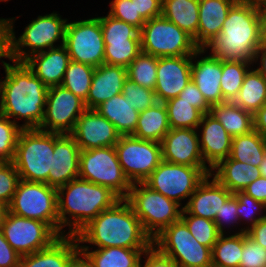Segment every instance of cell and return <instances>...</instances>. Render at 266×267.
<instances>
[{
  "mask_svg": "<svg viewBox=\"0 0 266 267\" xmlns=\"http://www.w3.org/2000/svg\"><path fill=\"white\" fill-rule=\"evenodd\" d=\"M254 130L258 131L261 135L266 134V104L261 107L254 115Z\"/></svg>",
  "mask_w": 266,
  "mask_h": 267,
  "instance_id": "obj_58",
  "label": "cell"
},
{
  "mask_svg": "<svg viewBox=\"0 0 266 267\" xmlns=\"http://www.w3.org/2000/svg\"><path fill=\"white\" fill-rule=\"evenodd\" d=\"M238 0H199V26L193 38L204 49L221 32L231 7Z\"/></svg>",
  "mask_w": 266,
  "mask_h": 267,
  "instance_id": "obj_25",
  "label": "cell"
},
{
  "mask_svg": "<svg viewBox=\"0 0 266 267\" xmlns=\"http://www.w3.org/2000/svg\"><path fill=\"white\" fill-rule=\"evenodd\" d=\"M164 105L171 129H198L203 114L190 103L177 96L164 102Z\"/></svg>",
  "mask_w": 266,
  "mask_h": 267,
  "instance_id": "obj_37",
  "label": "cell"
},
{
  "mask_svg": "<svg viewBox=\"0 0 266 267\" xmlns=\"http://www.w3.org/2000/svg\"><path fill=\"white\" fill-rule=\"evenodd\" d=\"M266 154L263 135L252 130L250 133L233 137L229 157L233 160L259 167Z\"/></svg>",
  "mask_w": 266,
  "mask_h": 267,
  "instance_id": "obj_35",
  "label": "cell"
},
{
  "mask_svg": "<svg viewBox=\"0 0 266 267\" xmlns=\"http://www.w3.org/2000/svg\"><path fill=\"white\" fill-rule=\"evenodd\" d=\"M109 15L136 27L139 31L146 23L142 17H136V7L131 0H113Z\"/></svg>",
  "mask_w": 266,
  "mask_h": 267,
  "instance_id": "obj_49",
  "label": "cell"
},
{
  "mask_svg": "<svg viewBox=\"0 0 266 267\" xmlns=\"http://www.w3.org/2000/svg\"><path fill=\"white\" fill-rule=\"evenodd\" d=\"M76 236L58 238L51 246L21 256L19 267H67L70 259L80 250Z\"/></svg>",
  "mask_w": 266,
  "mask_h": 267,
  "instance_id": "obj_27",
  "label": "cell"
},
{
  "mask_svg": "<svg viewBox=\"0 0 266 267\" xmlns=\"http://www.w3.org/2000/svg\"><path fill=\"white\" fill-rule=\"evenodd\" d=\"M211 173L209 166H186L162 160L144 183L181 205L180 201L190 198L200 182Z\"/></svg>",
  "mask_w": 266,
  "mask_h": 267,
  "instance_id": "obj_12",
  "label": "cell"
},
{
  "mask_svg": "<svg viewBox=\"0 0 266 267\" xmlns=\"http://www.w3.org/2000/svg\"><path fill=\"white\" fill-rule=\"evenodd\" d=\"M158 57L140 52L138 56L127 66V78L137 85L155 89L157 78Z\"/></svg>",
  "mask_w": 266,
  "mask_h": 267,
  "instance_id": "obj_40",
  "label": "cell"
},
{
  "mask_svg": "<svg viewBox=\"0 0 266 267\" xmlns=\"http://www.w3.org/2000/svg\"><path fill=\"white\" fill-rule=\"evenodd\" d=\"M127 78V68L102 64L95 67L91 86L85 105L87 109H95L103 102L123 91V83Z\"/></svg>",
  "mask_w": 266,
  "mask_h": 267,
  "instance_id": "obj_23",
  "label": "cell"
},
{
  "mask_svg": "<svg viewBox=\"0 0 266 267\" xmlns=\"http://www.w3.org/2000/svg\"><path fill=\"white\" fill-rule=\"evenodd\" d=\"M205 49H199L193 55L158 58L157 78L154 92L158 102H166L179 96L191 80L192 60Z\"/></svg>",
  "mask_w": 266,
  "mask_h": 267,
  "instance_id": "obj_17",
  "label": "cell"
},
{
  "mask_svg": "<svg viewBox=\"0 0 266 267\" xmlns=\"http://www.w3.org/2000/svg\"><path fill=\"white\" fill-rule=\"evenodd\" d=\"M102 27L104 43L127 42V40H140V31L124 21L107 14L99 17Z\"/></svg>",
  "mask_w": 266,
  "mask_h": 267,
  "instance_id": "obj_42",
  "label": "cell"
},
{
  "mask_svg": "<svg viewBox=\"0 0 266 267\" xmlns=\"http://www.w3.org/2000/svg\"><path fill=\"white\" fill-rule=\"evenodd\" d=\"M250 64L251 63L249 62L242 61H222L220 88L222 91L223 102H233L237 97Z\"/></svg>",
  "mask_w": 266,
  "mask_h": 267,
  "instance_id": "obj_39",
  "label": "cell"
},
{
  "mask_svg": "<svg viewBox=\"0 0 266 267\" xmlns=\"http://www.w3.org/2000/svg\"><path fill=\"white\" fill-rule=\"evenodd\" d=\"M123 173L131 184L144 182L162 161L161 144L122 135L115 144Z\"/></svg>",
  "mask_w": 266,
  "mask_h": 267,
  "instance_id": "obj_14",
  "label": "cell"
},
{
  "mask_svg": "<svg viewBox=\"0 0 266 267\" xmlns=\"http://www.w3.org/2000/svg\"><path fill=\"white\" fill-rule=\"evenodd\" d=\"M167 110L163 102L139 112L138 123L133 136L161 142L170 131Z\"/></svg>",
  "mask_w": 266,
  "mask_h": 267,
  "instance_id": "obj_32",
  "label": "cell"
},
{
  "mask_svg": "<svg viewBox=\"0 0 266 267\" xmlns=\"http://www.w3.org/2000/svg\"><path fill=\"white\" fill-rule=\"evenodd\" d=\"M263 140H264V145H265V150H266V134L263 135Z\"/></svg>",
  "mask_w": 266,
  "mask_h": 267,
  "instance_id": "obj_65",
  "label": "cell"
},
{
  "mask_svg": "<svg viewBox=\"0 0 266 267\" xmlns=\"http://www.w3.org/2000/svg\"><path fill=\"white\" fill-rule=\"evenodd\" d=\"M210 113L222 124L232 138L248 134L254 130L253 114L243 110L234 102L225 101L213 105Z\"/></svg>",
  "mask_w": 266,
  "mask_h": 267,
  "instance_id": "obj_31",
  "label": "cell"
},
{
  "mask_svg": "<svg viewBox=\"0 0 266 267\" xmlns=\"http://www.w3.org/2000/svg\"><path fill=\"white\" fill-rule=\"evenodd\" d=\"M211 173L228 191L235 193L243 191L252 181L261 176L259 167L233 160L228 157L221 160Z\"/></svg>",
  "mask_w": 266,
  "mask_h": 267,
  "instance_id": "obj_28",
  "label": "cell"
},
{
  "mask_svg": "<svg viewBox=\"0 0 266 267\" xmlns=\"http://www.w3.org/2000/svg\"><path fill=\"white\" fill-rule=\"evenodd\" d=\"M122 94L131 103V107L138 112H142L158 102L154 90L137 85L129 78H126L123 83Z\"/></svg>",
  "mask_w": 266,
  "mask_h": 267,
  "instance_id": "obj_45",
  "label": "cell"
},
{
  "mask_svg": "<svg viewBox=\"0 0 266 267\" xmlns=\"http://www.w3.org/2000/svg\"><path fill=\"white\" fill-rule=\"evenodd\" d=\"M19 255L6 241L0 228V267H19Z\"/></svg>",
  "mask_w": 266,
  "mask_h": 267,
  "instance_id": "obj_53",
  "label": "cell"
},
{
  "mask_svg": "<svg viewBox=\"0 0 266 267\" xmlns=\"http://www.w3.org/2000/svg\"><path fill=\"white\" fill-rule=\"evenodd\" d=\"M140 52V40L105 43L104 63L127 68V66L138 56Z\"/></svg>",
  "mask_w": 266,
  "mask_h": 267,
  "instance_id": "obj_43",
  "label": "cell"
},
{
  "mask_svg": "<svg viewBox=\"0 0 266 267\" xmlns=\"http://www.w3.org/2000/svg\"><path fill=\"white\" fill-rule=\"evenodd\" d=\"M179 97L197 108L202 114L210 113L211 106L207 103L203 94L199 91L192 79L180 92Z\"/></svg>",
  "mask_w": 266,
  "mask_h": 267,
  "instance_id": "obj_50",
  "label": "cell"
},
{
  "mask_svg": "<svg viewBox=\"0 0 266 267\" xmlns=\"http://www.w3.org/2000/svg\"><path fill=\"white\" fill-rule=\"evenodd\" d=\"M153 246L179 267H212V249L201 245L181 219L156 236Z\"/></svg>",
  "mask_w": 266,
  "mask_h": 267,
  "instance_id": "obj_10",
  "label": "cell"
},
{
  "mask_svg": "<svg viewBox=\"0 0 266 267\" xmlns=\"http://www.w3.org/2000/svg\"><path fill=\"white\" fill-rule=\"evenodd\" d=\"M70 61L66 47L60 45L30 56L25 63L49 88L61 85Z\"/></svg>",
  "mask_w": 266,
  "mask_h": 267,
  "instance_id": "obj_24",
  "label": "cell"
},
{
  "mask_svg": "<svg viewBox=\"0 0 266 267\" xmlns=\"http://www.w3.org/2000/svg\"><path fill=\"white\" fill-rule=\"evenodd\" d=\"M237 198L232 195L220 209V212H217L216 217L214 219L215 224L217 225L218 231L220 234H224L223 227L224 222L225 224L228 223H238L236 222L239 220V216L237 213Z\"/></svg>",
  "mask_w": 266,
  "mask_h": 267,
  "instance_id": "obj_51",
  "label": "cell"
},
{
  "mask_svg": "<svg viewBox=\"0 0 266 267\" xmlns=\"http://www.w3.org/2000/svg\"><path fill=\"white\" fill-rule=\"evenodd\" d=\"M136 7V17L145 21L162 15V0H131Z\"/></svg>",
  "mask_w": 266,
  "mask_h": 267,
  "instance_id": "obj_52",
  "label": "cell"
},
{
  "mask_svg": "<svg viewBox=\"0 0 266 267\" xmlns=\"http://www.w3.org/2000/svg\"><path fill=\"white\" fill-rule=\"evenodd\" d=\"M246 233L253 241L266 249V218L259 220Z\"/></svg>",
  "mask_w": 266,
  "mask_h": 267,
  "instance_id": "obj_57",
  "label": "cell"
},
{
  "mask_svg": "<svg viewBox=\"0 0 266 267\" xmlns=\"http://www.w3.org/2000/svg\"><path fill=\"white\" fill-rule=\"evenodd\" d=\"M259 57H261V67L257 68L256 70L266 79V42H263L257 49L254 62L257 61Z\"/></svg>",
  "mask_w": 266,
  "mask_h": 267,
  "instance_id": "obj_60",
  "label": "cell"
},
{
  "mask_svg": "<svg viewBox=\"0 0 266 267\" xmlns=\"http://www.w3.org/2000/svg\"><path fill=\"white\" fill-rule=\"evenodd\" d=\"M1 230L10 246L21 256L51 246L61 236L47 223L6 211Z\"/></svg>",
  "mask_w": 266,
  "mask_h": 267,
  "instance_id": "obj_13",
  "label": "cell"
},
{
  "mask_svg": "<svg viewBox=\"0 0 266 267\" xmlns=\"http://www.w3.org/2000/svg\"><path fill=\"white\" fill-rule=\"evenodd\" d=\"M8 20L11 32V61L25 62L30 56L44 52V48L57 47L53 44L59 39L61 45H64L67 19H61L57 13L38 16L25 27L18 40L13 31V21ZM21 47H30L31 51L26 53Z\"/></svg>",
  "mask_w": 266,
  "mask_h": 267,
  "instance_id": "obj_11",
  "label": "cell"
},
{
  "mask_svg": "<svg viewBox=\"0 0 266 267\" xmlns=\"http://www.w3.org/2000/svg\"><path fill=\"white\" fill-rule=\"evenodd\" d=\"M23 130L15 120L0 114V162H12L19 135Z\"/></svg>",
  "mask_w": 266,
  "mask_h": 267,
  "instance_id": "obj_44",
  "label": "cell"
},
{
  "mask_svg": "<svg viewBox=\"0 0 266 267\" xmlns=\"http://www.w3.org/2000/svg\"><path fill=\"white\" fill-rule=\"evenodd\" d=\"M45 106L38 129L59 134H71L78 118L87 109L84 100L62 85L48 88Z\"/></svg>",
  "mask_w": 266,
  "mask_h": 267,
  "instance_id": "obj_16",
  "label": "cell"
},
{
  "mask_svg": "<svg viewBox=\"0 0 266 267\" xmlns=\"http://www.w3.org/2000/svg\"><path fill=\"white\" fill-rule=\"evenodd\" d=\"M125 200L152 240L181 219L183 208L179 209L180 204L151 189L144 182L133 183Z\"/></svg>",
  "mask_w": 266,
  "mask_h": 267,
  "instance_id": "obj_6",
  "label": "cell"
},
{
  "mask_svg": "<svg viewBox=\"0 0 266 267\" xmlns=\"http://www.w3.org/2000/svg\"><path fill=\"white\" fill-rule=\"evenodd\" d=\"M259 170H260L261 176L266 178V154L263 158V161L259 164Z\"/></svg>",
  "mask_w": 266,
  "mask_h": 267,
  "instance_id": "obj_62",
  "label": "cell"
},
{
  "mask_svg": "<svg viewBox=\"0 0 266 267\" xmlns=\"http://www.w3.org/2000/svg\"><path fill=\"white\" fill-rule=\"evenodd\" d=\"M83 256V258H81ZM67 267H93L89 259L79 250L69 261Z\"/></svg>",
  "mask_w": 266,
  "mask_h": 267,
  "instance_id": "obj_59",
  "label": "cell"
},
{
  "mask_svg": "<svg viewBox=\"0 0 266 267\" xmlns=\"http://www.w3.org/2000/svg\"><path fill=\"white\" fill-rule=\"evenodd\" d=\"M79 178L108 187L125 199L131 183L123 173L115 146L80 150Z\"/></svg>",
  "mask_w": 266,
  "mask_h": 267,
  "instance_id": "obj_8",
  "label": "cell"
},
{
  "mask_svg": "<svg viewBox=\"0 0 266 267\" xmlns=\"http://www.w3.org/2000/svg\"><path fill=\"white\" fill-rule=\"evenodd\" d=\"M11 32L9 20L0 19V58L6 57L11 60Z\"/></svg>",
  "mask_w": 266,
  "mask_h": 267,
  "instance_id": "obj_55",
  "label": "cell"
},
{
  "mask_svg": "<svg viewBox=\"0 0 266 267\" xmlns=\"http://www.w3.org/2000/svg\"><path fill=\"white\" fill-rule=\"evenodd\" d=\"M208 174L197 186L184 207L188 214L214 220L222 205L233 195L214 176Z\"/></svg>",
  "mask_w": 266,
  "mask_h": 267,
  "instance_id": "obj_21",
  "label": "cell"
},
{
  "mask_svg": "<svg viewBox=\"0 0 266 267\" xmlns=\"http://www.w3.org/2000/svg\"><path fill=\"white\" fill-rule=\"evenodd\" d=\"M243 232L225 237L221 234L212 247V267H239L243 250Z\"/></svg>",
  "mask_w": 266,
  "mask_h": 267,
  "instance_id": "obj_36",
  "label": "cell"
},
{
  "mask_svg": "<svg viewBox=\"0 0 266 267\" xmlns=\"http://www.w3.org/2000/svg\"><path fill=\"white\" fill-rule=\"evenodd\" d=\"M196 130L170 129L160 142L162 160L186 166H207L200 151L199 135Z\"/></svg>",
  "mask_w": 266,
  "mask_h": 267,
  "instance_id": "obj_19",
  "label": "cell"
},
{
  "mask_svg": "<svg viewBox=\"0 0 266 267\" xmlns=\"http://www.w3.org/2000/svg\"><path fill=\"white\" fill-rule=\"evenodd\" d=\"M260 17L261 36L266 42V7H257Z\"/></svg>",
  "mask_w": 266,
  "mask_h": 267,
  "instance_id": "obj_61",
  "label": "cell"
},
{
  "mask_svg": "<svg viewBox=\"0 0 266 267\" xmlns=\"http://www.w3.org/2000/svg\"><path fill=\"white\" fill-rule=\"evenodd\" d=\"M260 17L254 0H238L229 10L221 32L204 48L221 61L253 63L263 43Z\"/></svg>",
  "mask_w": 266,
  "mask_h": 267,
  "instance_id": "obj_2",
  "label": "cell"
},
{
  "mask_svg": "<svg viewBox=\"0 0 266 267\" xmlns=\"http://www.w3.org/2000/svg\"><path fill=\"white\" fill-rule=\"evenodd\" d=\"M243 192L266 205V178L260 176L255 181H252Z\"/></svg>",
  "mask_w": 266,
  "mask_h": 267,
  "instance_id": "obj_56",
  "label": "cell"
},
{
  "mask_svg": "<svg viewBox=\"0 0 266 267\" xmlns=\"http://www.w3.org/2000/svg\"><path fill=\"white\" fill-rule=\"evenodd\" d=\"M233 195L237 198V213L239 219L242 218L250 220L251 226L244 228V232H247L250 228H252L259 220L266 218V214L263 216L255 217L257 209L262 210L263 208L266 210V205L263 202L257 201L253 199L251 196L247 195L243 191H237L233 193Z\"/></svg>",
  "mask_w": 266,
  "mask_h": 267,
  "instance_id": "obj_47",
  "label": "cell"
},
{
  "mask_svg": "<svg viewBox=\"0 0 266 267\" xmlns=\"http://www.w3.org/2000/svg\"><path fill=\"white\" fill-rule=\"evenodd\" d=\"M75 236L79 244H94L98 249H149L153 245L152 238L125 199L118 200L111 208L102 211Z\"/></svg>",
  "mask_w": 266,
  "mask_h": 267,
  "instance_id": "obj_3",
  "label": "cell"
},
{
  "mask_svg": "<svg viewBox=\"0 0 266 267\" xmlns=\"http://www.w3.org/2000/svg\"><path fill=\"white\" fill-rule=\"evenodd\" d=\"M6 211H7V207L0 203V227L3 222V218H4Z\"/></svg>",
  "mask_w": 266,
  "mask_h": 267,
  "instance_id": "obj_63",
  "label": "cell"
},
{
  "mask_svg": "<svg viewBox=\"0 0 266 267\" xmlns=\"http://www.w3.org/2000/svg\"><path fill=\"white\" fill-rule=\"evenodd\" d=\"M233 102L254 115L266 104V79L256 69L248 70Z\"/></svg>",
  "mask_w": 266,
  "mask_h": 267,
  "instance_id": "obj_34",
  "label": "cell"
},
{
  "mask_svg": "<svg viewBox=\"0 0 266 267\" xmlns=\"http://www.w3.org/2000/svg\"><path fill=\"white\" fill-rule=\"evenodd\" d=\"M93 267H138L141 255L148 249L106 247L89 252V246H79Z\"/></svg>",
  "mask_w": 266,
  "mask_h": 267,
  "instance_id": "obj_30",
  "label": "cell"
},
{
  "mask_svg": "<svg viewBox=\"0 0 266 267\" xmlns=\"http://www.w3.org/2000/svg\"><path fill=\"white\" fill-rule=\"evenodd\" d=\"M121 93L103 102L95 110L110 121L122 135H133L138 123L139 112Z\"/></svg>",
  "mask_w": 266,
  "mask_h": 267,
  "instance_id": "obj_29",
  "label": "cell"
},
{
  "mask_svg": "<svg viewBox=\"0 0 266 267\" xmlns=\"http://www.w3.org/2000/svg\"><path fill=\"white\" fill-rule=\"evenodd\" d=\"M2 62L6 77L0 80V114L25 119L23 129L39 128L44 118L48 87L25 62Z\"/></svg>",
  "mask_w": 266,
  "mask_h": 267,
  "instance_id": "obj_1",
  "label": "cell"
},
{
  "mask_svg": "<svg viewBox=\"0 0 266 267\" xmlns=\"http://www.w3.org/2000/svg\"><path fill=\"white\" fill-rule=\"evenodd\" d=\"M222 77V61L213 55L202 57L191 66V79L203 94L210 106L223 102L220 88V78Z\"/></svg>",
  "mask_w": 266,
  "mask_h": 267,
  "instance_id": "obj_26",
  "label": "cell"
},
{
  "mask_svg": "<svg viewBox=\"0 0 266 267\" xmlns=\"http://www.w3.org/2000/svg\"><path fill=\"white\" fill-rule=\"evenodd\" d=\"M181 220L186 224L192 236L201 245L207 246L211 249L221 235L214 220L190 215L184 209L181 213Z\"/></svg>",
  "mask_w": 266,
  "mask_h": 267,
  "instance_id": "obj_41",
  "label": "cell"
},
{
  "mask_svg": "<svg viewBox=\"0 0 266 267\" xmlns=\"http://www.w3.org/2000/svg\"><path fill=\"white\" fill-rule=\"evenodd\" d=\"M7 211L49 224L59 234L57 189L20 179Z\"/></svg>",
  "mask_w": 266,
  "mask_h": 267,
  "instance_id": "obj_9",
  "label": "cell"
},
{
  "mask_svg": "<svg viewBox=\"0 0 266 267\" xmlns=\"http://www.w3.org/2000/svg\"><path fill=\"white\" fill-rule=\"evenodd\" d=\"M19 173L13 162H0V203L6 207L10 204L18 182Z\"/></svg>",
  "mask_w": 266,
  "mask_h": 267,
  "instance_id": "obj_46",
  "label": "cell"
},
{
  "mask_svg": "<svg viewBox=\"0 0 266 267\" xmlns=\"http://www.w3.org/2000/svg\"><path fill=\"white\" fill-rule=\"evenodd\" d=\"M53 154L54 133L38 128L23 129L12 162L20 179L48 185Z\"/></svg>",
  "mask_w": 266,
  "mask_h": 267,
  "instance_id": "obj_5",
  "label": "cell"
},
{
  "mask_svg": "<svg viewBox=\"0 0 266 267\" xmlns=\"http://www.w3.org/2000/svg\"><path fill=\"white\" fill-rule=\"evenodd\" d=\"M64 46L71 61L93 67L104 64L105 43L99 17L67 23Z\"/></svg>",
  "mask_w": 266,
  "mask_h": 267,
  "instance_id": "obj_15",
  "label": "cell"
},
{
  "mask_svg": "<svg viewBox=\"0 0 266 267\" xmlns=\"http://www.w3.org/2000/svg\"><path fill=\"white\" fill-rule=\"evenodd\" d=\"M239 267H266V249L243 232V250Z\"/></svg>",
  "mask_w": 266,
  "mask_h": 267,
  "instance_id": "obj_48",
  "label": "cell"
},
{
  "mask_svg": "<svg viewBox=\"0 0 266 267\" xmlns=\"http://www.w3.org/2000/svg\"><path fill=\"white\" fill-rule=\"evenodd\" d=\"M146 261L143 267H179L170 257L162 254L155 246L144 252ZM138 267H142L139 262Z\"/></svg>",
  "mask_w": 266,
  "mask_h": 267,
  "instance_id": "obj_54",
  "label": "cell"
},
{
  "mask_svg": "<svg viewBox=\"0 0 266 267\" xmlns=\"http://www.w3.org/2000/svg\"><path fill=\"white\" fill-rule=\"evenodd\" d=\"M80 148L71 134L54 133V154L48 185L58 189L79 178Z\"/></svg>",
  "mask_w": 266,
  "mask_h": 267,
  "instance_id": "obj_20",
  "label": "cell"
},
{
  "mask_svg": "<svg viewBox=\"0 0 266 267\" xmlns=\"http://www.w3.org/2000/svg\"><path fill=\"white\" fill-rule=\"evenodd\" d=\"M202 126V136L199 139L200 151L204 163L214 168L221 160L230 155L232 137L222 124L211 114H203L199 127Z\"/></svg>",
  "mask_w": 266,
  "mask_h": 267,
  "instance_id": "obj_22",
  "label": "cell"
},
{
  "mask_svg": "<svg viewBox=\"0 0 266 267\" xmlns=\"http://www.w3.org/2000/svg\"><path fill=\"white\" fill-rule=\"evenodd\" d=\"M257 7H266V0H254Z\"/></svg>",
  "mask_w": 266,
  "mask_h": 267,
  "instance_id": "obj_64",
  "label": "cell"
},
{
  "mask_svg": "<svg viewBox=\"0 0 266 267\" xmlns=\"http://www.w3.org/2000/svg\"><path fill=\"white\" fill-rule=\"evenodd\" d=\"M71 135L80 150L115 146L120 138L115 126L95 109H86Z\"/></svg>",
  "mask_w": 266,
  "mask_h": 267,
  "instance_id": "obj_18",
  "label": "cell"
},
{
  "mask_svg": "<svg viewBox=\"0 0 266 267\" xmlns=\"http://www.w3.org/2000/svg\"><path fill=\"white\" fill-rule=\"evenodd\" d=\"M162 16L194 38L199 26V0H162Z\"/></svg>",
  "mask_w": 266,
  "mask_h": 267,
  "instance_id": "obj_33",
  "label": "cell"
},
{
  "mask_svg": "<svg viewBox=\"0 0 266 267\" xmlns=\"http://www.w3.org/2000/svg\"><path fill=\"white\" fill-rule=\"evenodd\" d=\"M140 43L142 52L158 58L193 55L200 49L192 36L162 15L146 21Z\"/></svg>",
  "mask_w": 266,
  "mask_h": 267,
  "instance_id": "obj_7",
  "label": "cell"
},
{
  "mask_svg": "<svg viewBox=\"0 0 266 267\" xmlns=\"http://www.w3.org/2000/svg\"><path fill=\"white\" fill-rule=\"evenodd\" d=\"M95 67L70 61L61 85L86 101Z\"/></svg>",
  "mask_w": 266,
  "mask_h": 267,
  "instance_id": "obj_38",
  "label": "cell"
},
{
  "mask_svg": "<svg viewBox=\"0 0 266 267\" xmlns=\"http://www.w3.org/2000/svg\"><path fill=\"white\" fill-rule=\"evenodd\" d=\"M66 190V191H65ZM120 198L108 187L101 186L80 178L57 189L59 217V235L69 226L67 235L75 236L102 211L111 208ZM70 216V218L66 216ZM73 227V228H72Z\"/></svg>",
  "mask_w": 266,
  "mask_h": 267,
  "instance_id": "obj_4",
  "label": "cell"
}]
</instances>
